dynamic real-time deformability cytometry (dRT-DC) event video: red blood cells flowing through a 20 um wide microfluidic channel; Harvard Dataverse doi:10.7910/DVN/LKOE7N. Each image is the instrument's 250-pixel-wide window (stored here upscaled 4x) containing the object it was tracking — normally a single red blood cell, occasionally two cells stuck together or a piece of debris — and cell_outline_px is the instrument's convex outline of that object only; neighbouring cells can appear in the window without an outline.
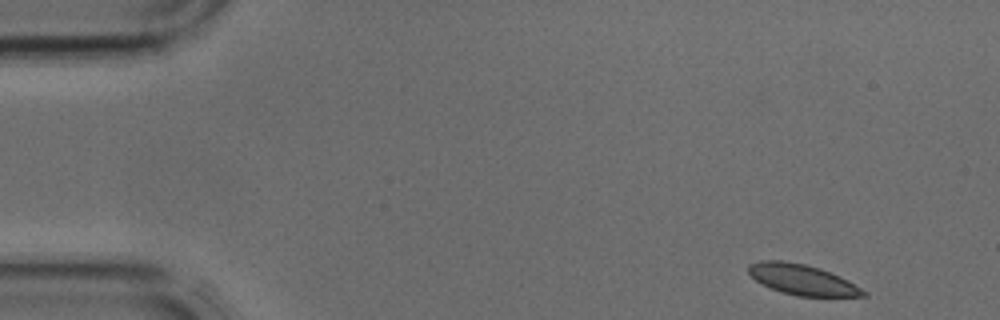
{"species": "common noctule bat (a hibernating species)", "species_latin": "Nyctalus noctula", "temperature_condition": "cold", "stored_images_in_passage": 40, "camera_frame_rate_fps": 3000, "um_per_image_px": 0.085, "animal": {"sex": "male", "body_mass_g": 17.9, "forearm_length_mm": 54.2}, "frame": {"image": 1, "passage_image": 1, "time_ms": 0.0, "image_size_px": [1000, 320], "cell_outline_px": [[868, 296], [796, 296], [772, 288], [756, 280], [748, 272], [748, 264], [760, 260], [784, 260], [804, 264], [820, 268], [840, 276], [848, 280], [868, 292]], "centroid_in_image_um": [68.21, 23.75], "position_along_channel_um": 16.8, "area_um2": 20.29}}
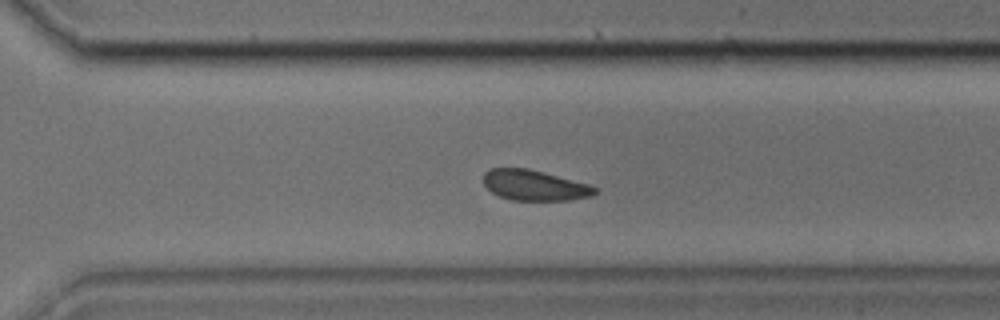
{"frame": {"image": 2, "passage_image": 27, "time_ms": 8.667, "image_size_px": [1000, 320], "cell_outline_px": [[600, 188], [592, 196], [568, 200], [512, 200], [500, 196], [492, 192], [484, 184], [484, 172], [492, 168], [528, 168], [544, 172], [588, 184]], "centroid_in_image_um": [45.45, 15.75], "position_along_channel_um": 325.2, "area_um2": 19.71}}
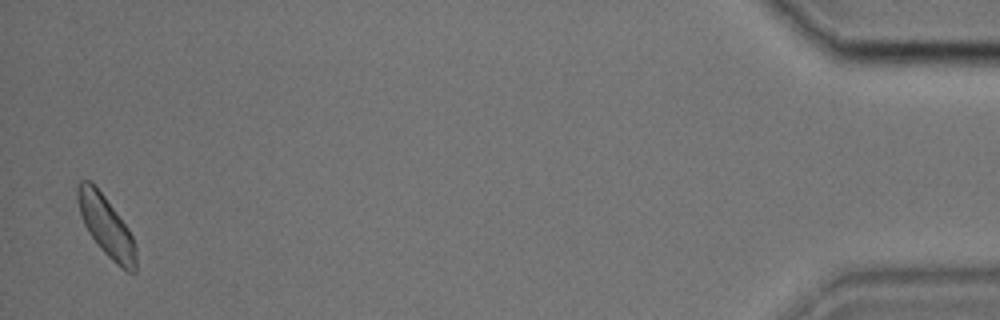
{"frame": {"image": 3, "passage_image": 39, "time_ms": 12.667, "image_size_px": [1000, 320], "cell_outline_px": [[136, 272], [128, 272], [120, 268], [100, 248], [88, 232], [80, 216], [76, 200], [76, 184], [80, 180], [88, 180], [104, 196], [128, 228], [132, 236], [136, 248]], "centroid_in_image_um": [9.0, 19.23], "position_along_channel_um": 426.2, "area_um2": 20.52}}